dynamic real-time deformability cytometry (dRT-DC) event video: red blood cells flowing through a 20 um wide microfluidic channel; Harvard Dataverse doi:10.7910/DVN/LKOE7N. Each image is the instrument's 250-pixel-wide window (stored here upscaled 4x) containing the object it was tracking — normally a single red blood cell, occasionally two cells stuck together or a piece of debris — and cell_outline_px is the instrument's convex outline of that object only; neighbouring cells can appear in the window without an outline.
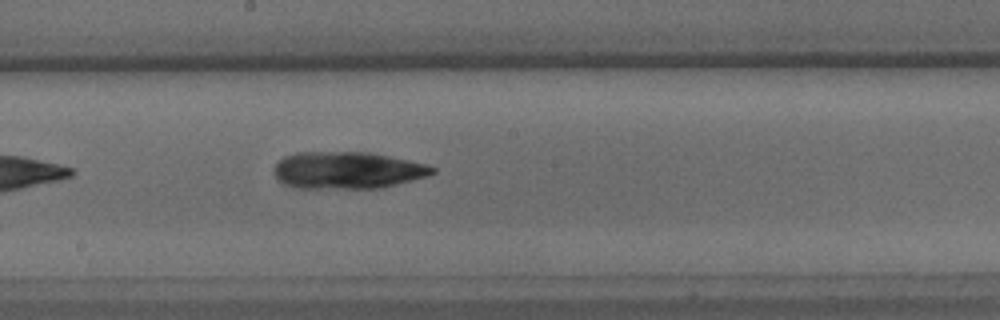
{"species": "common noctule bat (a hibernating species)", "species_latin": "Nyctalus noctula", "temperature_condition": "warm", "stored_images_in_passage": 10, "camera_frame_rate_fps": 3000, "um_per_image_px": 0.085, "animal": {"sex": "male", "body_mass_g": 15.6}, "frame": {"image": 1, "passage_image": 10, "time_ms": 11.667, "image_size_px": [1000, 320], "cell_outline_px": [[436, 172], [428, 176], [384, 188], [292, 188], [276, 180], [272, 168], [284, 156], [296, 152], [368, 152], [408, 160], [424, 164], [436, 168]], "centroid_in_image_um": [29.49, 14.48], "position_along_channel_um": 218.7, "area_um2": 34.51}}